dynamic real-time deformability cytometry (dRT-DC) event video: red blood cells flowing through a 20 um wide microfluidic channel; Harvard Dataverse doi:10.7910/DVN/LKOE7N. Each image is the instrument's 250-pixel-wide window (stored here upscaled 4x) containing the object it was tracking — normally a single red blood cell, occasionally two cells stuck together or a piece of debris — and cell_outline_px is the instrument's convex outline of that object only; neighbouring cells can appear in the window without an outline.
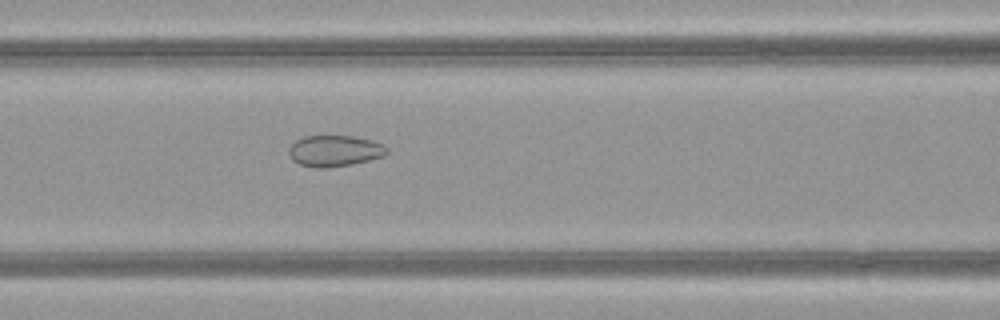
{"species": "common noctule bat (a hibernating species)", "species_latin": "Nyctalus noctula", "temperature_condition": "warm", "stored_images_in_passage": 43, "camera_frame_rate_fps": 3000, "um_per_image_px": 0.085, "animal": {"sex": "female", "body_mass_g": 21.9}, "frame": {"image": 1, "passage_image": 14, "time_ms": 4.333, "image_size_px": [1000, 320], "cell_outline_px": [[388, 152], [384, 156], [352, 164], [328, 168], [316, 168], [300, 164], [292, 160], [288, 152], [288, 148], [296, 140], [304, 136], [352, 136], [372, 140], [384, 144], [388, 148]], "centroid_in_image_um": [28.45, 12.82], "position_along_channel_um": 138.2, "area_um2": 17.92}}
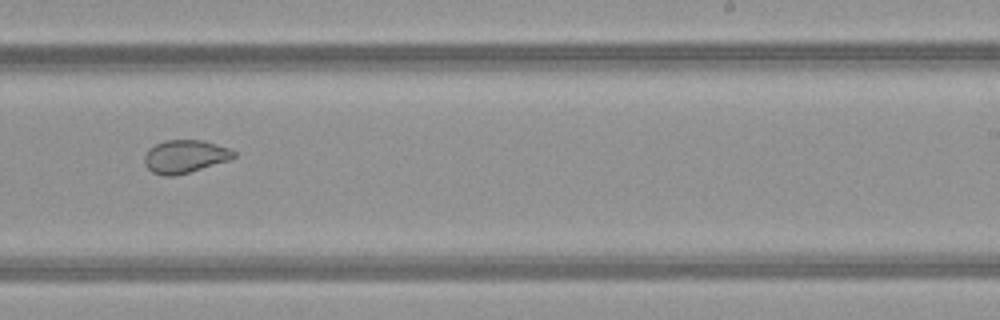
{"frame": {"image": 2, "passage_image": 24, "time_ms": 7.667, "image_size_px": [1000, 320], "cell_outline_px": [[236, 156], [228, 160], [176, 176], [164, 176], [152, 172], [144, 164], [144, 156], [148, 148], [164, 140], [204, 140], [228, 148], [236, 152]], "centroid_in_image_um": [15.69, 13.29], "position_along_channel_um": 273.3, "area_um2": 17.17}}
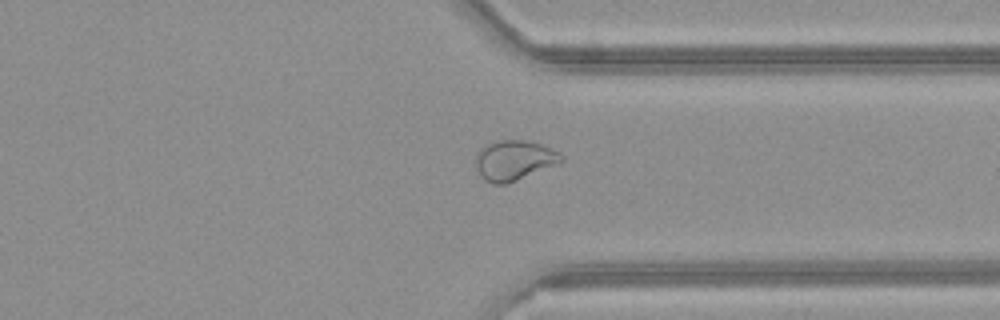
{"frame": {"image": 3, "passage_image": 31, "time_ms": 10.0, "image_size_px": [1000, 320], "cell_outline_px": [[564, 160], [516, 180], [504, 184], [492, 184], [484, 180], [480, 176], [476, 168], [476, 152], [480, 148], [496, 140], [532, 140], [564, 156]], "centroid_in_image_um": [43.63, 13.61], "position_along_channel_um": 367.8, "area_um2": 19.71}, "authors_computed_cell_mechanics": {"area_um2": 20.5768, "velocity_mm_per_s": 4.0575, "shape_relaxation_time_tau1_ms": null, "shape_relaxation_time_tau2_ms": 0.9304, "deformation_change_tau1": null, "deformation_change_tau2": 0.0563}}